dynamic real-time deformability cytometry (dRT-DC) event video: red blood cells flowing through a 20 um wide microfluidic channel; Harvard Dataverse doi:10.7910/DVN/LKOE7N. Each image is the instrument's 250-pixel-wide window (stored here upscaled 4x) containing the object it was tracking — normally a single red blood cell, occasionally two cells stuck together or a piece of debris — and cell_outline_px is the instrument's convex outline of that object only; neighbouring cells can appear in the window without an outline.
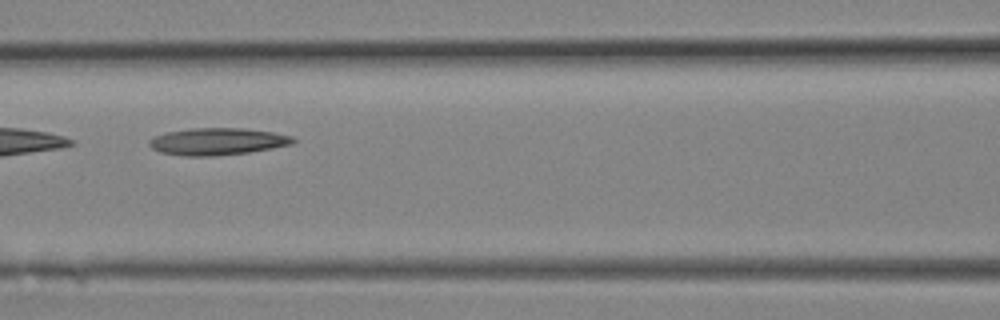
{"species": "Egyptian fruit bat (a non-hibernating species)", "species_latin": "Rousettus aegyptiacus", "temperature_condition": "room temperature", "stored_images_in_passage": 10, "camera_frame_rate_fps": 3000, "um_per_image_px": 0.085, "animal": {"sex": "female"}, "frame": {"image": 1, "passage_image": 9, "time_ms": 2.667, "image_size_px": [1000, 320], "cell_outline_px": [[296, 140], [292, 144], [272, 148], [248, 152], [212, 156], [184, 156], [160, 152], [152, 148], [148, 144], [148, 140], [152, 136], [168, 132], [192, 128], [244, 128], [272, 132], [292, 136]], "centroid_in_image_um": [18.45, 12.02], "position_along_channel_um": 148.2, "area_um2": 22.66}}